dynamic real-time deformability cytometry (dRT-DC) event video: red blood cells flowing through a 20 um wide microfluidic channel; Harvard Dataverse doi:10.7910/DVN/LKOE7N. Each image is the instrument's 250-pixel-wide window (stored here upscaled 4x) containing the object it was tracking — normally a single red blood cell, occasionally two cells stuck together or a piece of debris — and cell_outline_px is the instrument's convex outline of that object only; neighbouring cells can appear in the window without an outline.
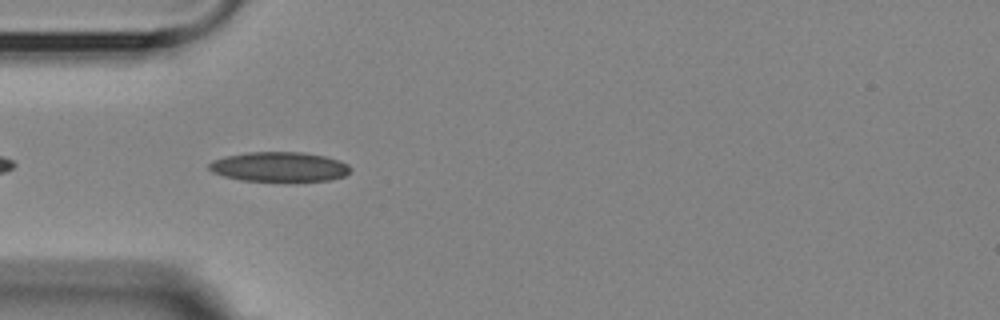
{"species": "Egyptian fruit bat (a non-hibernating species)", "species_latin": "Rousettus aegyptiacus", "temperature_condition": "room temperature", "stored_images_in_passage": 6, "camera_frame_rate_fps": 3000, "um_per_image_px": 0.085, "animal": {"sex": "female"}, "frame": {"image": 1, "passage_image": 5, "time_ms": 4.667, "image_size_px": [1000, 320], "cell_outline_px": [[352, 168], [344, 176], [328, 180], [240, 180], [224, 176], [212, 172], [208, 168], [208, 164], [212, 160], [224, 156], [248, 152], [300, 152], [324, 156], [340, 160], [348, 164]], "centroid_in_image_um": [23.71, 14.16], "position_along_channel_um": 61.3, "area_um2": 24.22}}
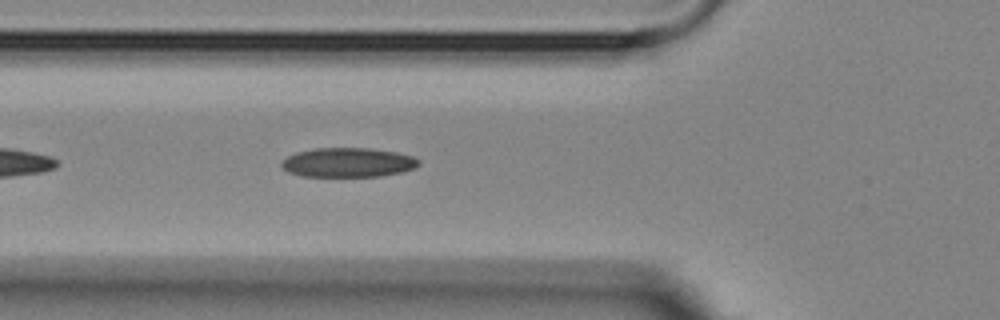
{"frame": {"image": 2, "passage_image": 6, "time_ms": 5.667, "image_size_px": [1000, 320], "cell_outline_px": [[420, 164], [416, 168], [404, 172], [380, 176], [300, 176], [288, 172], [280, 164], [288, 156], [296, 152], [316, 148], [368, 148], [396, 152], [412, 156], [420, 160]], "centroid_in_image_um": [29.61, 13.81], "position_along_channel_um": 96.2, "area_um2": 23.52}}